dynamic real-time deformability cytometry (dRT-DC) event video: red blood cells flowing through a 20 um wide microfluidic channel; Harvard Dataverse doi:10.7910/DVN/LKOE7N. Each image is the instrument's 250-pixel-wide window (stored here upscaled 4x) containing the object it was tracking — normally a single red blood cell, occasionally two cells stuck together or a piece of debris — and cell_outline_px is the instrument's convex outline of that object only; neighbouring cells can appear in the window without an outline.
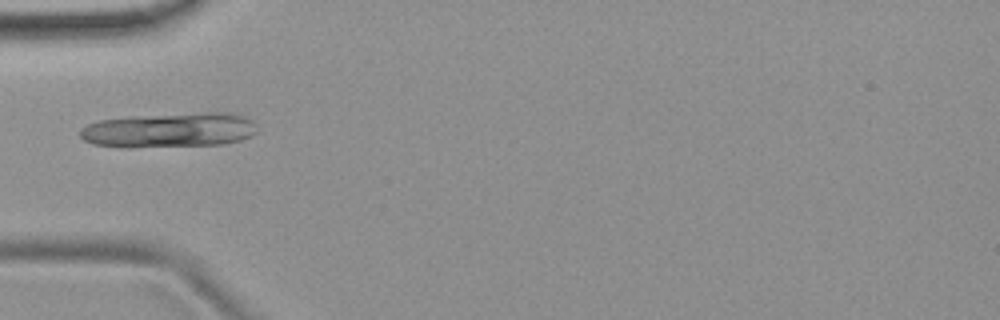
{"species": "common noctule bat (a hibernating species)", "species_latin": "Nyctalus noctula", "temperature_condition": "room temperature", "stored_images_in_passage": 36, "camera_frame_rate_fps": 3000, "um_per_image_px": 0.085, "animal": {"sex": "female", "body_mass_g": 19.9}, "frame": {"image": 1, "passage_image": 1, "time_ms": 0.0, "image_size_px": [1000, 320], "cell_outline_px": [[256, 132], [240, 140], [224, 144], [124, 148], [92, 144], [84, 140], [80, 136], [80, 128], [88, 124], [100, 120], [132, 116], [200, 112], [232, 112], [244, 116], [252, 120]], "centroid_in_image_um": [14.37, 11.05], "position_along_channel_um": 70.6, "area_um2": 36.18}}
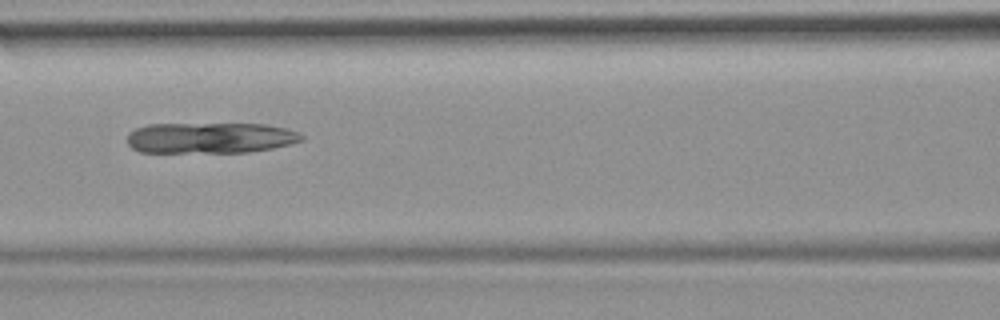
{"frame": {"image": 2, "passage_image": 7, "time_ms": 2.0, "image_size_px": [1000, 320], "cell_outline_px": [[304, 140], [272, 148], [248, 152], [140, 152], [132, 148], [128, 144], [128, 132], [136, 128], [148, 124], [264, 124], [288, 128], [300, 132], [304, 136]], "centroid_in_image_um": [17.88, 11.71], "position_along_channel_um": 148.7, "area_um2": 31.44}}
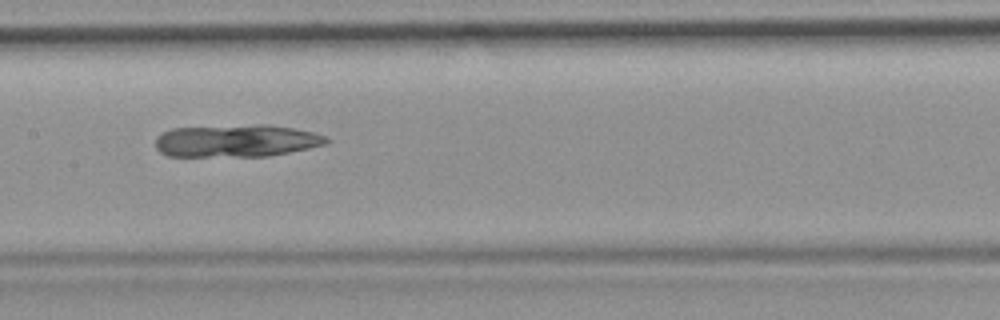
{"frame": {"image": 3, "passage_image": 10, "time_ms": 3.0, "image_size_px": [1000, 320], "cell_outline_px": [[328, 140], [324, 144], [308, 148], [268, 156], [168, 156], [160, 152], [156, 148], [156, 136], [172, 128], [260, 124], [268, 124], [292, 128], [312, 132], [324, 136]], "centroid_in_image_um": [20.04, 11.96], "position_along_channel_um": 187.4, "area_um2": 32.08}}